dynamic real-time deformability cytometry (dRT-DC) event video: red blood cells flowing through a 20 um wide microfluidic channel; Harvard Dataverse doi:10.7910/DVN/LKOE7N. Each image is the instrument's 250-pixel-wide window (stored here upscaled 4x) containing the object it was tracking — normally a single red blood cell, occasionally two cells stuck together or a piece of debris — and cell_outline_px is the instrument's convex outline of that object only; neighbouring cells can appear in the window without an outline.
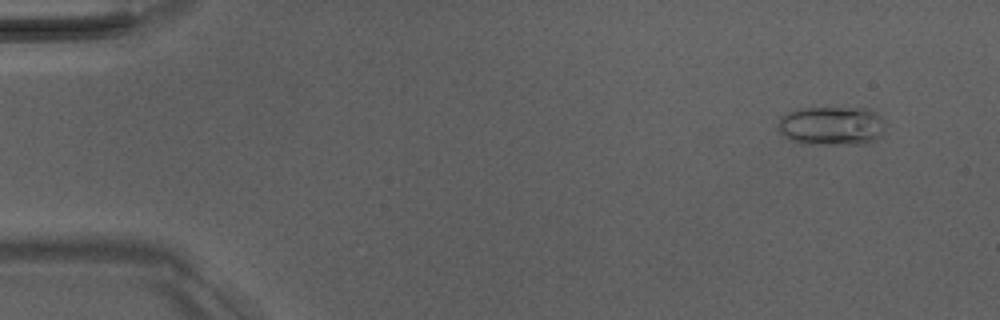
{"species": "Egyptian fruit bat (a non-hibernating species)", "species_latin": "Rousettus aegyptiacus", "temperature_condition": "room temperature", "stored_images_in_passage": 4, "camera_frame_rate_fps": 3000, "um_per_image_px": 0.085, "animal": {"sex": "male"}, "frame": {"image": 1, "passage_image": 1, "time_ms": 0.0, "image_size_px": [1000, 320], "cell_outline_px": [[880, 136], [864, 144], [808, 144], [788, 140], [780, 132], [780, 120], [788, 112], [800, 108], [868, 108], [880, 116]], "centroid_in_image_um": [70.63, 10.7], "position_along_channel_um": 14.4, "area_um2": 23.81}}